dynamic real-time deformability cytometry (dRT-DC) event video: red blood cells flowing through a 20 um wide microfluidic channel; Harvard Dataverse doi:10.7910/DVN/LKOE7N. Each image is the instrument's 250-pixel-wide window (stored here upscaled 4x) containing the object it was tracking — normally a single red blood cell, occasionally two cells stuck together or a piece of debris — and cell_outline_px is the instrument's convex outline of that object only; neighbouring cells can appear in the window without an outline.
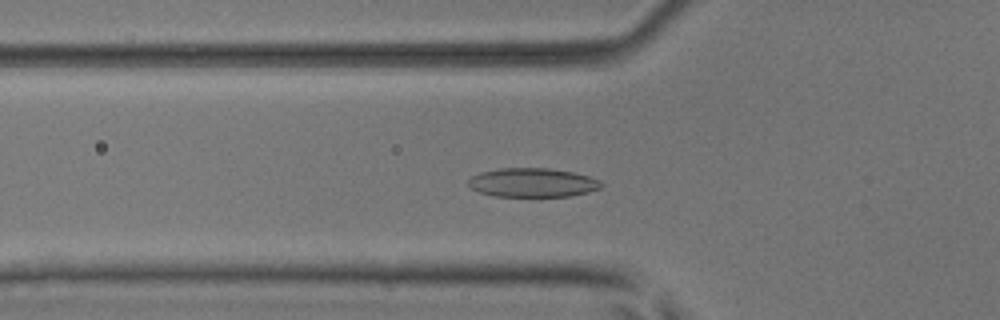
{"species": "common noctule bat (a hibernating species)", "species_latin": "Nyctalus noctula", "temperature_condition": "room temperature", "stored_images_in_passage": 44, "camera_frame_rate_fps": 3000, "um_per_image_px": 0.085, "animal": {"sex": "male", "body_mass_g": 17.9, "forearm_length_mm": 54.2}, "frame": {"image": 1, "passage_image": 15, "time_ms": 4.667, "image_size_px": [1000, 320], "cell_outline_px": [[604, 184], [600, 188], [588, 192], [568, 196], [496, 196], [480, 192], [468, 188], [468, 180], [472, 176], [480, 172], [500, 168], [548, 168], [572, 172], [588, 176], [600, 180]], "centroid_in_image_um": [45.25, 15.52], "position_along_channel_um": 80.6, "area_um2": 22.43}}
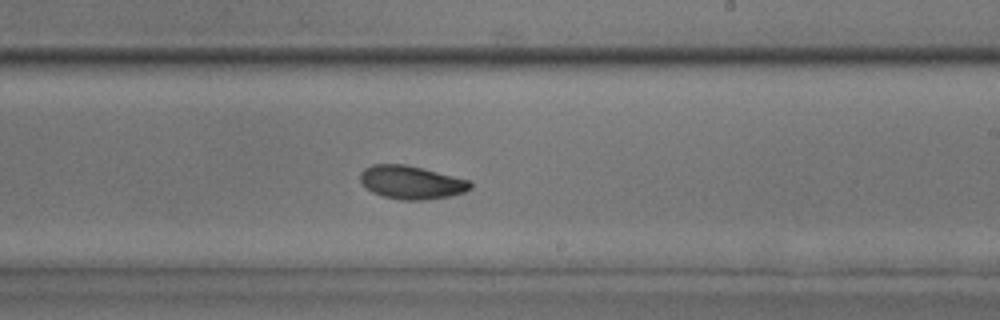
{"frame": {"image": 2, "passage_image": 28, "time_ms": 9.0, "image_size_px": [1000, 320], "cell_outline_px": [[472, 188], [464, 192], [448, 196], [424, 200], [400, 200], [384, 196], [372, 192], [360, 180], [360, 172], [364, 168], [372, 164], [404, 164], [472, 180]], "centroid_in_image_um": [34.98, 15.5], "position_along_channel_um": 254.0, "area_um2": 21.33}}
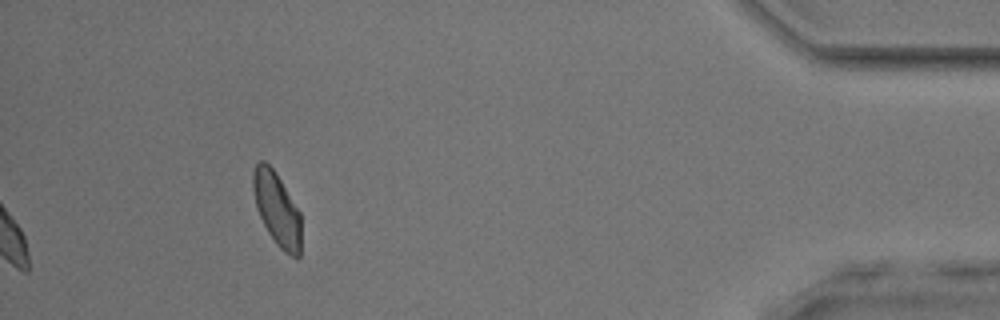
{"frame": {"image": 3, "passage_image": 44, "time_ms": 14.333, "image_size_px": [1000, 320], "cell_outline_px": [[300, 256], [296, 260], [284, 252], [276, 244], [268, 232], [256, 208], [252, 188], [252, 172], [256, 164], [260, 160], [264, 160], [276, 172], [300, 212]], "centroid_in_image_um": [23.52, 17.77], "position_along_channel_um": 411.7, "area_um2": 20.69}, "authors_computed_cell_mechanics": {"area_um2": 21.2993, "velocity_mm_per_s": 4.0077, "shape_relaxation_time_tau1_ms": 4.3952, "shape_relaxation_time_tau2_ms": 2.7392, "deformation_change_tau1": 0.1329, "deformation_change_tau2": 0.0499}}